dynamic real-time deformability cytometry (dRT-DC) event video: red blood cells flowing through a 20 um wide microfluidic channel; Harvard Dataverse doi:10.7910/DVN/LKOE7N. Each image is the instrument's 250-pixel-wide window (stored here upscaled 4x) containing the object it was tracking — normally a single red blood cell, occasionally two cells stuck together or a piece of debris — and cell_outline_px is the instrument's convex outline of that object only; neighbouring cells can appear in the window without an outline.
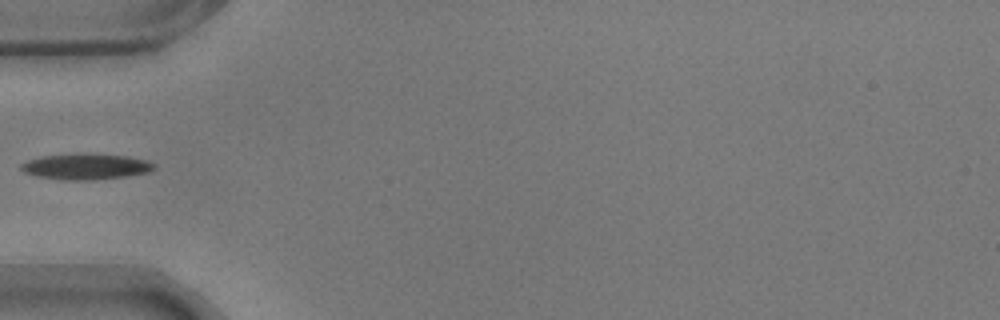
{"species": "common noctule bat (a hibernating species)", "species_latin": "Nyctalus noctula", "temperature_condition": "warm", "stored_images_in_passage": 12, "camera_frame_rate_fps": 3000, "um_per_image_px": 0.085, "animal": {"sex": "male", "body_mass_g": 17.9}, "frame": {"image": 1, "passage_image": 1, "time_ms": 0.0, "image_size_px": [1000, 320], "cell_outline_px": [[156, 168], [148, 172], [124, 176], [92, 180], [60, 180], [36, 176], [24, 172], [20, 168], [20, 164], [28, 160], [40, 156], [80, 152], [84, 152], [128, 156], [148, 160], [156, 164]], "centroid_in_image_um": [7.28, 14.13], "position_along_channel_um": 77.7, "area_um2": 20.52}}